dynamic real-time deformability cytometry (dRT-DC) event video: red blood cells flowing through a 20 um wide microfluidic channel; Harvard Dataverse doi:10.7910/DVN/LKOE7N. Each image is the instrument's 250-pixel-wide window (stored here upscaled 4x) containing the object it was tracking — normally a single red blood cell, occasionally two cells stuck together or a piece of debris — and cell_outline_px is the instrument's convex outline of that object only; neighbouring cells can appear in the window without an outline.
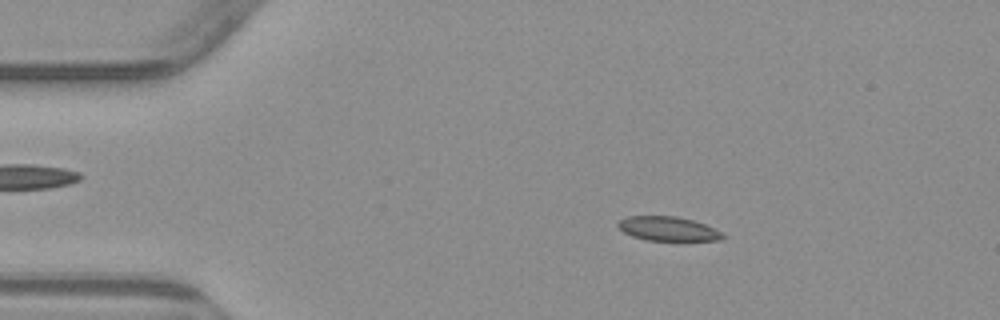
{"species": "common noctule bat (a hibernating species)", "species_latin": "Nyctalus noctula", "temperature_condition": "warm", "stored_images_in_passage": 3, "camera_frame_rate_fps": 3000, "um_per_image_px": 0.085, "animal": {"sex": "male", "body_mass_g": 23.1, "forearm_length_mm": 52.7}, "frame": {"image": 1, "passage_image": 2, "time_ms": 1.333, "image_size_px": [1000, 320], "cell_outline_px": [[728, 236], [724, 240], [648, 240], [632, 236], [624, 232], [616, 224], [620, 220], [628, 216], [676, 216], [692, 220], [704, 224]], "centroid_in_image_um": [56.79, 19.44], "position_along_channel_um": 28.2, "area_um2": 14.62}}